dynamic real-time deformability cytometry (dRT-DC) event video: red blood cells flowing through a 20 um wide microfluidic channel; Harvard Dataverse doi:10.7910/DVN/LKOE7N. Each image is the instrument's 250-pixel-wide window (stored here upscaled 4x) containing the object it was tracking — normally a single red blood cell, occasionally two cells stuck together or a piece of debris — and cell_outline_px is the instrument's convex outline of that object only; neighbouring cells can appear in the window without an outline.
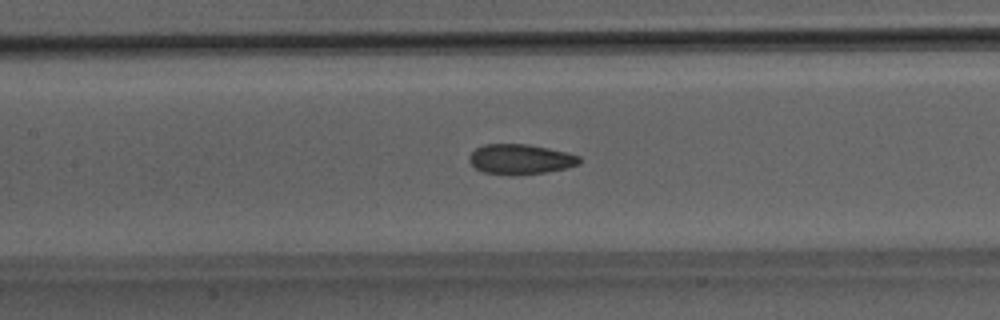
{"species": "Egyptian fruit bat (a non-hibernating species)", "species_latin": "Rousettus aegyptiacus", "temperature_condition": "room temperature", "stored_images_in_passage": 29, "camera_frame_rate_fps": 3000, "um_per_image_px": 0.085, "animal": {"sex": "male"}, "frame": {"image": 1, "passage_image": 9, "time_ms": 2.667, "image_size_px": [1000, 320], "cell_outline_px": [[580, 160], [576, 164], [564, 168], [544, 172], [484, 172], [476, 168], [468, 160], [468, 156], [476, 148], [484, 144], [528, 144], [548, 148], [580, 156]], "centroid_in_image_um": [44.19, 13.47], "position_along_channel_um": 163.2, "area_um2": 18.26}}
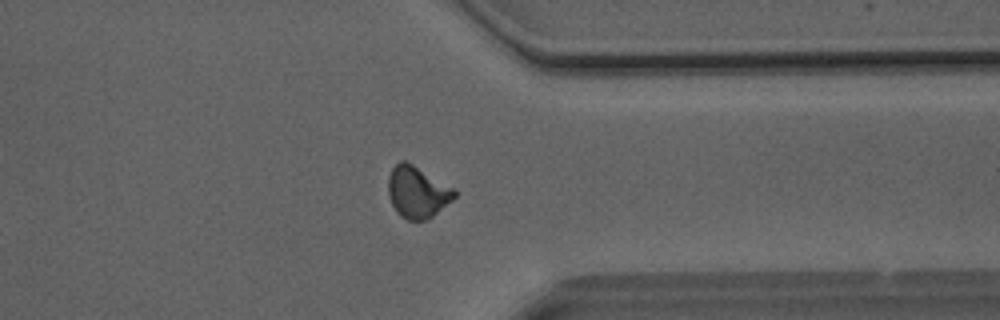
{"frame": {"image": 2, "passage_image": 25, "time_ms": 8.0, "image_size_px": [1000, 320], "cell_outline_px": [[456, 196], [452, 200], [428, 220], [408, 220], [400, 216], [396, 212], [388, 196], [388, 176], [392, 168], [400, 160], [404, 160], [412, 164], [456, 188]], "centroid_in_image_um": [35.47, 16.33], "position_along_channel_um": 375.9, "area_um2": 20.11}, "authors_computed_cell_mechanics": {"area_um2": 19.2474, "velocity_mm_per_s": 4.058, "shape_relaxation_time_tau1_ms": null, "shape_relaxation_time_tau2_ms": 1.2884, "deformation_change_tau1": null, "deformation_change_tau2": 0.074}}